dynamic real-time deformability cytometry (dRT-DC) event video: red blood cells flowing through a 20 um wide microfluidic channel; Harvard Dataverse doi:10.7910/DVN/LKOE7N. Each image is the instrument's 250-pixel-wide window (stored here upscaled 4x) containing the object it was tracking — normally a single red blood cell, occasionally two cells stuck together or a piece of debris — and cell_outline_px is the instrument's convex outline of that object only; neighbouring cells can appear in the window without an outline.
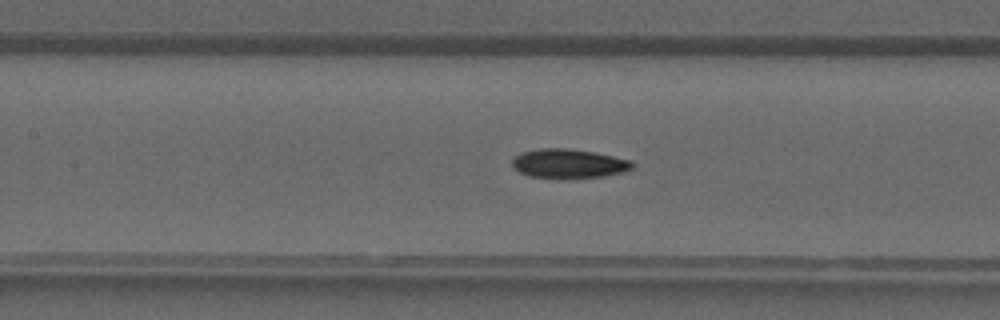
{"species": "common noctule bat (a hibernating species)", "species_latin": "Nyctalus noctula", "temperature_condition": "warm", "stored_images_in_passage": 30, "segment_of_instrument_passage": [1, 2], "camera_frame_rate_fps": 3000, "um_per_image_px": 0.085, "animal": {"sex": "male", "forearm_length_mm": 52.5}, "frame": {"image": 1, "passage_image": 7, "time_ms": 2.0, "image_size_px": [1000, 320], "cell_outline_px": [[636, 164], [632, 168], [624, 172], [604, 176], [568, 180], [564, 180], [528, 176], [512, 168], [512, 160], [520, 152], [540, 148], [568, 148], [592, 152], [632, 160]], "centroid_in_image_um": [48.33, 13.93], "position_along_channel_um": 159.1, "area_um2": 21.04}}
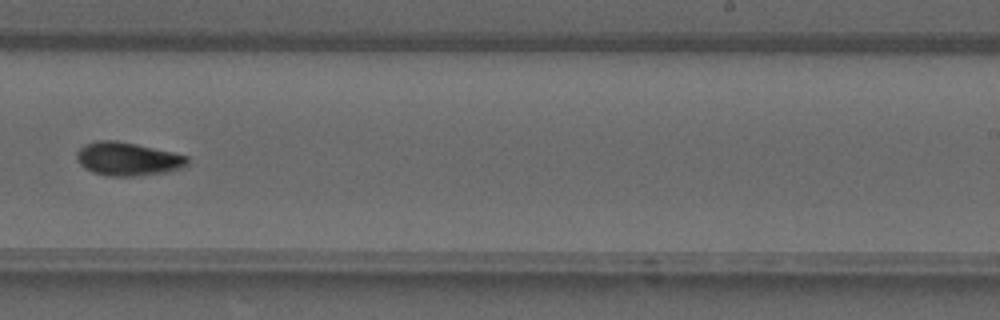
{"frame": {"image": 2, "passage_image": 14, "time_ms": 4.333, "image_size_px": [1000, 320], "cell_outline_px": [[188, 164], [180, 168], [168, 172], [140, 176], [108, 176], [92, 172], [84, 168], [76, 160], [76, 152], [84, 144], [96, 140], [116, 140], [136, 144], [172, 152], [188, 156]], "centroid_in_image_um": [10.83, 13.51], "position_along_channel_um": 278.2, "area_um2": 21.73}}
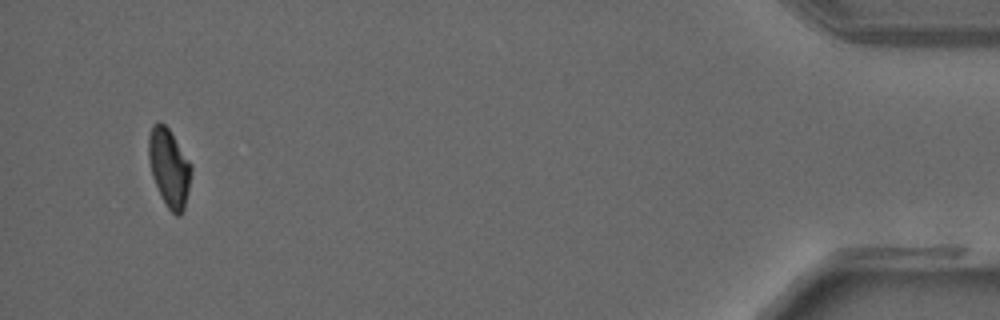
{"frame": {"image": 3, "passage_image": 27, "time_ms": 8.667, "image_size_px": [1000, 320], "cell_outline_px": [[192, 172], [184, 212], [180, 216], [176, 216], [168, 208], [152, 176], [148, 156], [148, 136], [152, 124], [156, 120], [160, 120], [168, 128], [192, 164]], "centroid_in_image_um": [14.38, 14.22], "position_along_channel_um": 420.8, "area_um2": 19.54}}